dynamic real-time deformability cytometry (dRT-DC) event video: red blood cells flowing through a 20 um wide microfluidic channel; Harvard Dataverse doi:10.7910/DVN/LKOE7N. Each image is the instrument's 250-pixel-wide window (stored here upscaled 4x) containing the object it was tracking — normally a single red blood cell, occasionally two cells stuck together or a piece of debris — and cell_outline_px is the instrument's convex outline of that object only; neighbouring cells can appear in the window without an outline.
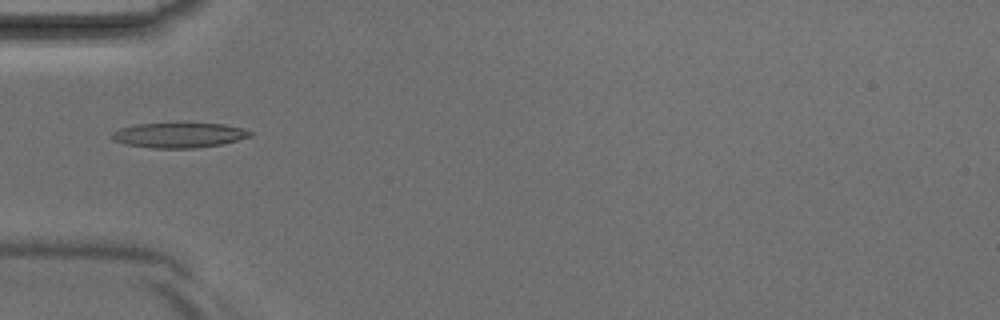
{"species": "Egyptian fruit bat (a non-hibernating species)", "species_latin": "Rousettus aegyptiacus", "temperature_condition": "room temperature", "stored_images_in_passage": 4, "camera_frame_rate_fps": 3000, "um_per_image_px": 0.085, "animal": {"sex": "male"}, "frame": {"image": 1, "passage_image": 4, "time_ms": 1.0, "image_size_px": [1000, 320], "cell_outline_px": [[252, 136], [220, 144], [192, 148], [152, 148], [124, 144], [112, 140], [112, 132], [120, 128], [136, 124], [224, 124], [240, 128], [252, 132]], "centroid_in_image_um": [15.16, 11.5], "position_along_channel_um": 69.8, "area_um2": 19.77}}